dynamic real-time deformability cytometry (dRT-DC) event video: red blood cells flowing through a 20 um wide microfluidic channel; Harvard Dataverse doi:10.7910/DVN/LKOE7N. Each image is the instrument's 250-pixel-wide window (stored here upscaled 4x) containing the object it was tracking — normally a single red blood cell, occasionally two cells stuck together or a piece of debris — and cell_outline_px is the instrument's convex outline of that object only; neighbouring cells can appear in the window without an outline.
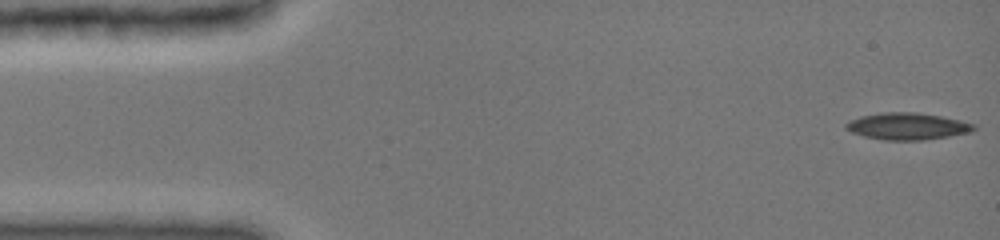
{"species": "common noctule bat (a hibernating species)", "species_latin": "Nyctalus noctula", "temperature_condition": "cold", "stored_images_in_passage": 35, "camera_frame_rate_fps": 3000, "um_per_image_px": 0.085, "animal": {"sex": "female", "body_mass_g": 19.0, "forearm_length_mm": 51.5}, "frame": {"image": 1, "passage_image": 1, "time_ms": 0.0, "image_size_px": [1000, 240], "cell_outline_px": [[976, 128], [972, 132], [924, 140], [884, 140], [864, 136], [852, 132], [844, 128], [844, 124], [860, 116], [880, 112], [916, 112], [940, 116], [960, 120], [976, 124]], "centroid_in_image_um": [77.13, 10.73], "position_along_channel_um": 7.9, "area_um2": 20.06}}
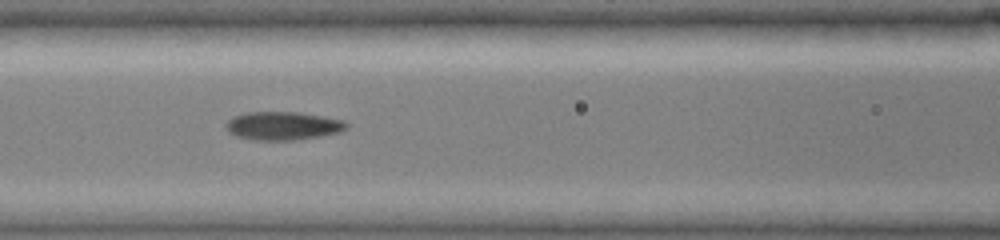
{"frame": {"image": 2, "passage_image": 27, "time_ms": 6.333, "image_size_px": [1000, 240], "cell_outline_px": [[348, 128], [340, 132], [320, 136], [296, 140], [252, 140], [236, 136], [228, 132], [224, 124], [232, 116], [244, 112], [300, 112], [324, 116], [344, 120], [348, 124]], "centroid_in_image_um": [24.03, 10.69], "position_along_channel_um": 142.6, "area_um2": 20.23}}
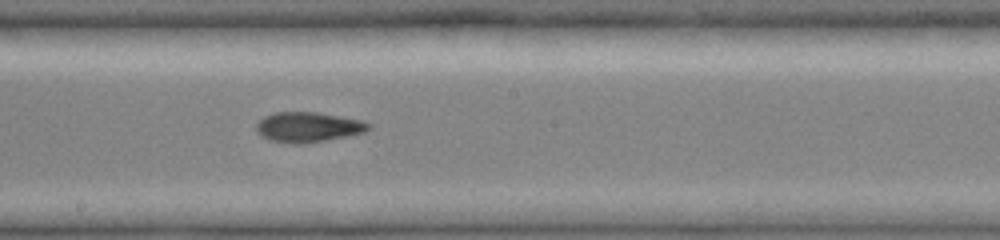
{"frame": {"image": 3, "passage_image": 35, "time_ms": 8.333, "image_size_px": [1000, 240], "cell_outline_px": [[372, 128], [364, 132], [348, 136], [300, 144], [296, 144], [272, 140], [260, 136], [256, 132], [256, 124], [264, 116], [276, 112], [316, 112], [364, 120], [372, 124]], "centroid_in_image_um": [26.22, 10.79], "position_along_channel_um": 222.0, "area_um2": 19.71}}